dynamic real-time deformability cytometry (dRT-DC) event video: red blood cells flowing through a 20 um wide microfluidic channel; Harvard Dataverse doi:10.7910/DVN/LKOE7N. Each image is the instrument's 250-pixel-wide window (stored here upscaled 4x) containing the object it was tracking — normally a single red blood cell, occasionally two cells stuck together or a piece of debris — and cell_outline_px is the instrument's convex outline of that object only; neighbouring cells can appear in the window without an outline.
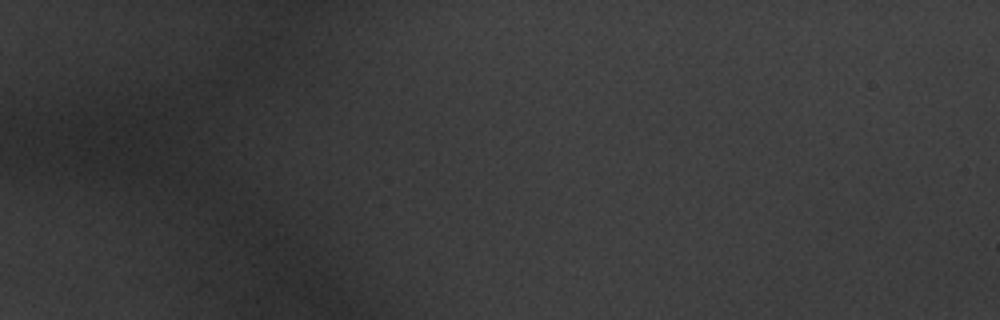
{"species": "common noctule bat (a hibernating species)", "species_latin": "Nyctalus noctula", "temperature_condition": "warm", "stored_images_in_passage": 1, "camera_frame_rate_fps": 3000, "um_per_image_px": 0.085, "animal": {"sex": "male", "body_mass_g": 20.1, "forearm_length_mm": 53.5}, "frame": {"image": 1, "passage_image": 1, "time_ms": 0.0, "image_size_px": [1000, 320], "cell_outline_px": [[152, 168], [124, 172], [96, 172], [88, 168], [72, 152], [68, 132], [68, 120], [128, 120]], "centroid_in_image_um": [9.1, 12.39], "position_along_channel_um": 75.9, "area_um2": 24.62}}